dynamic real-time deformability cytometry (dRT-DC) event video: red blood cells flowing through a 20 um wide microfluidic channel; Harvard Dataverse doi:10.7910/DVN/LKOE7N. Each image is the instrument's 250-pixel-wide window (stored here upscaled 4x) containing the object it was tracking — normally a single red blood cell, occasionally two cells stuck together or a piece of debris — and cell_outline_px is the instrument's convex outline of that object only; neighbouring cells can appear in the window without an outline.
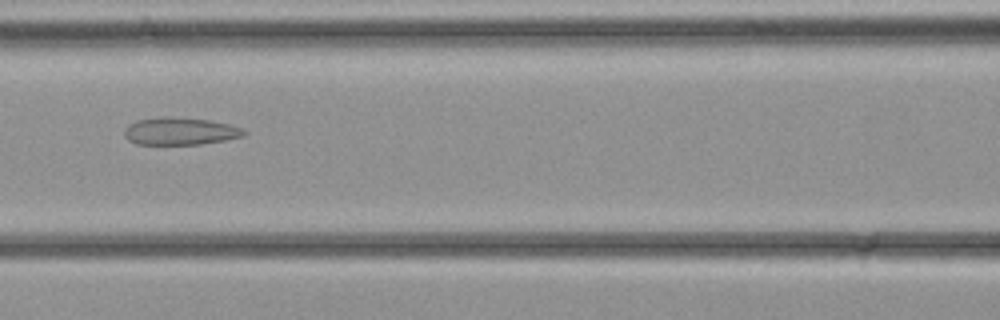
{"species": "common noctule bat (a hibernating species)", "species_latin": "Nyctalus noctula", "temperature_condition": "cold", "stored_images_in_passage": 31, "camera_frame_rate_fps": 3000, "um_per_image_px": 0.085, "animal": {"sex": "female", "body_mass_g": 21.9}, "frame": {"image": 1, "passage_image": 16, "time_ms": 5.0, "image_size_px": [1000, 320], "cell_outline_px": [[248, 132], [244, 136], [224, 140], [200, 144], [136, 144], [128, 140], [124, 136], [124, 128], [128, 124], [136, 120], [160, 116], [168, 116], [208, 120], [228, 124], [240, 128]], "centroid_in_image_um": [15.25, 11.14], "position_along_channel_um": 151.3, "area_um2": 19.19}}
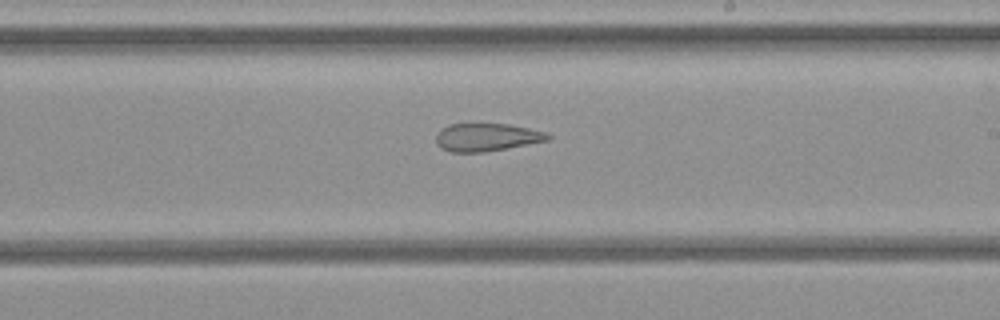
{"frame": {"image": 2, "passage_image": 21, "time_ms": 6.667, "image_size_px": [1000, 320], "cell_outline_px": [[552, 140], [484, 152], [452, 152], [440, 148], [436, 144], [436, 136], [440, 128], [448, 124], [508, 124], [548, 132], [552, 136]], "centroid_in_image_um": [41.39, 11.66], "position_along_channel_um": 247.6, "area_um2": 18.38}}
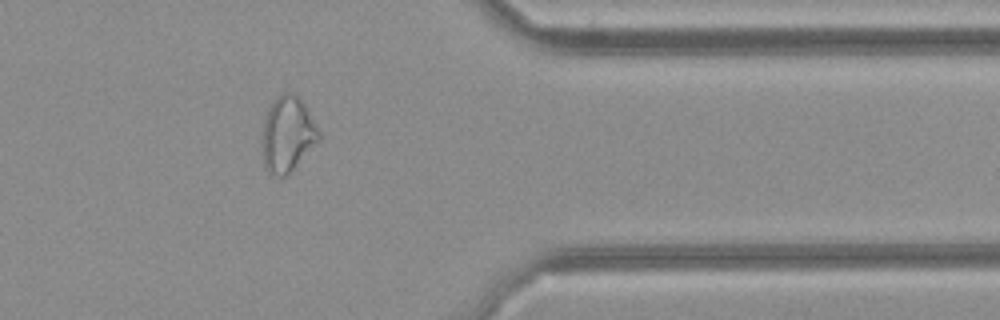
{"frame": {"image": 3, "passage_image": 29, "time_ms": 9.333, "image_size_px": [1000, 320], "cell_outline_px": [[320, 140], [284, 176], [276, 176], [268, 172], [264, 168], [260, 140], [264, 120], [268, 108], [272, 100], [284, 92], [292, 92], [300, 96], [308, 108], [320, 132]], "centroid_in_image_um": [24.41, 11.36], "position_along_channel_um": 387.0, "area_um2": 25.26}}